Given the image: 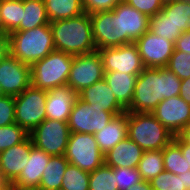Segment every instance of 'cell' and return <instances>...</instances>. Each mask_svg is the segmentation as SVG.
<instances>
[{"instance_id": "1", "label": "cell", "mask_w": 190, "mask_h": 190, "mask_svg": "<svg viewBox=\"0 0 190 190\" xmlns=\"http://www.w3.org/2000/svg\"><path fill=\"white\" fill-rule=\"evenodd\" d=\"M181 79L168 68H147L137 76L126 111L151 113L164 99L179 96Z\"/></svg>"}, {"instance_id": "2", "label": "cell", "mask_w": 190, "mask_h": 190, "mask_svg": "<svg viewBox=\"0 0 190 190\" xmlns=\"http://www.w3.org/2000/svg\"><path fill=\"white\" fill-rule=\"evenodd\" d=\"M53 44L56 51L75 55L97 50L90 15L86 12L64 20L50 22Z\"/></svg>"}, {"instance_id": "3", "label": "cell", "mask_w": 190, "mask_h": 190, "mask_svg": "<svg viewBox=\"0 0 190 190\" xmlns=\"http://www.w3.org/2000/svg\"><path fill=\"white\" fill-rule=\"evenodd\" d=\"M8 35L10 54L29 66L55 51L50 24Z\"/></svg>"}, {"instance_id": "4", "label": "cell", "mask_w": 190, "mask_h": 190, "mask_svg": "<svg viewBox=\"0 0 190 190\" xmlns=\"http://www.w3.org/2000/svg\"><path fill=\"white\" fill-rule=\"evenodd\" d=\"M126 112L129 115L128 137L144 151L162 150L173 140L174 135L152 113Z\"/></svg>"}, {"instance_id": "5", "label": "cell", "mask_w": 190, "mask_h": 190, "mask_svg": "<svg viewBox=\"0 0 190 190\" xmlns=\"http://www.w3.org/2000/svg\"><path fill=\"white\" fill-rule=\"evenodd\" d=\"M73 55L53 51L30 66L31 85L50 90L67 85Z\"/></svg>"}, {"instance_id": "6", "label": "cell", "mask_w": 190, "mask_h": 190, "mask_svg": "<svg viewBox=\"0 0 190 190\" xmlns=\"http://www.w3.org/2000/svg\"><path fill=\"white\" fill-rule=\"evenodd\" d=\"M15 98V123L28 133L46 119L47 90L29 85Z\"/></svg>"}, {"instance_id": "7", "label": "cell", "mask_w": 190, "mask_h": 190, "mask_svg": "<svg viewBox=\"0 0 190 190\" xmlns=\"http://www.w3.org/2000/svg\"><path fill=\"white\" fill-rule=\"evenodd\" d=\"M65 158L88 173L104 165V154L100 151L94 134L70 133Z\"/></svg>"}, {"instance_id": "8", "label": "cell", "mask_w": 190, "mask_h": 190, "mask_svg": "<svg viewBox=\"0 0 190 190\" xmlns=\"http://www.w3.org/2000/svg\"><path fill=\"white\" fill-rule=\"evenodd\" d=\"M71 131L68 122L45 119L29 133L32 144L51 156H63Z\"/></svg>"}, {"instance_id": "9", "label": "cell", "mask_w": 190, "mask_h": 190, "mask_svg": "<svg viewBox=\"0 0 190 190\" xmlns=\"http://www.w3.org/2000/svg\"><path fill=\"white\" fill-rule=\"evenodd\" d=\"M104 66L98 50L75 55L71 65L67 86L77 94L86 87L93 85L104 78Z\"/></svg>"}, {"instance_id": "10", "label": "cell", "mask_w": 190, "mask_h": 190, "mask_svg": "<svg viewBox=\"0 0 190 190\" xmlns=\"http://www.w3.org/2000/svg\"><path fill=\"white\" fill-rule=\"evenodd\" d=\"M113 117L114 115L104 108H98L77 97L71 109L68 126L71 133L94 134L105 127Z\"/></svg>"}, {"instance_id": "11", "label": "cell", "mask_w": 190, "mask_h": 190, "mask_svg": "<svg viewBox=\"0 0 190 190\" xmlns=\"http://www.w3.org/2000/svg\"><path fill=\"white\" fill-rule=\"evenodd\" d=\"M104 66V72L118 71L139 75L144 70L141 56L134 43L98 50Z\"/></svg>"}, {"instance_id": "12", "label": "cell", "mask_w": 190, "mask_h": 190, "mask_svg": "<svg viewBox=\"0 0 190 190\" xmlns=\"http://www.w3.org/2000/svg\"><path fill=\"white\" fill-rule=\"evenodd\" d=\"M144 67L164 68L167 66L175 47L174 42L157 36L149 30L134 42Z\"/></svg>"}, {"instance_id": "13", "label": "cell", "mask_w": 190, "mask_h": 190, "mask_svg": "<svg viewBox=\"0 0 190 190\" xmlns=\"http://www.w3.org/2000/svg\"><path fill=\"white\" fill-rule=\"evenodd\" d=\"M113 11L119 15L120 46L134 43L149 30V17L122 0Z\"/></svg>"}, {"instance_id": "14", "label": "cell", "mask_w": 190, "mask_h": 190, "mask_svg": "<svg viewBox=\"0 0 190 190\" xmlns=\"http://www.w3.org/2000/svg\"><path fill=\"white\" fill-rule=\"evenodd\" d=\"M151 113L174 136L190 123V104L180 96L164 99Z\"/></svg>"}, {"instance_id": "15", "label": "cell", "mask_w": 190, "mask_h": 190, "mask_svg": "<svg viewBox=\"0 0 190 190\" xmlns=\"http://www.w3.org/2000/svg\"><path fill=\"white\" fill-rule=\"evenodd\" d=\"M31 84L30 66L8 54L0 61V85L5 95L17 96Z\"/></svg>"}, {"instance_id": "16", "label": "cell", "mask_w": 190, "mask_h": 190, "mask_svg": "<svg viewBox=\"0 0 190 190\" xmlns=\"http://www.w3.org/2000/svg\"><path fill=\"white\" fill-rule=\"evenodd\" d=\"M92 35L97 50L120 46L119 15L113 10L91 13Z\"/></svg>"}, {"instance_id": "17", "label": "cell", "mask_w": 190, "mask_h": 190, "mask_svg": "<svg viewBox=\"0 0 190 190\" xmlns=\"http://www.w3.org/2000/svg\"><path fill=\"white\" fill-rule=\"evenodd\" d=\"M32 140L28 137L3 152H0V181L12 184L21 174L29 159Z\"/></svg>"}, {"instance_id": "18", "label": "cell", "mask_w": 190, "mask_h": 190, "mask_svg": "<svg viewBox=\"0 0 190 190\" xmlns=\"http://www.w3.org/2000/svg\"><path fill=\"white\" fill-rule=\"evenodd\" d=\"M50 157L51 155L32 144L29 159L12 186L16 190H38L43 171Z\"/></svg>"}, {"instance_id": "19", "label": "cell", "mask_w": 190, "mask_h": 190, "mask_svg": "<svg viewBox=\"0 0 190 190\" xmlns=\"http://www.w3.org/2000/svg\"><path fill=\"white\" fill-rule=\"evenodd\" d=\"M77 97L78 94L67 85L47 90L46 118L68 122Z\"/></svg>"}, {"instance_id": "20", "label": "cell", "mask_w": 190, "mask_h": 190, "mask_svg": "<svg viewBox=\"0 0 190 190\" xmlns=\"http://www.w3.org/2000/svg\"><path fill=\"white\" fill-rule=\"evenodd\" d=\"M78 97L86 103L104 108L105 111L111 112L114 116L126 112V109L118 102L104 78L83 89L78 93Z\"/></svg>"}, {"instance_id": "21", "label": "cell", "mask_w": 190, "mask_h": 190, "mask_svg": "<svg viewBox=\"0 0 190 190\" xmlns=\"http://www.w3.org/2000/svg\"><path fill=\"white\" fill-rule=\"evenodd\" d=\"M144 150L129 137L104 154V164L112 168H137Z\"/></svg>"}, {"instance_id": "22", "label": "cell", "mask_w": 190, "mask_h": 190, "mask_svg": "<svg viewBox=\"0 0 190 190\" xmlns=\"http://www.w3.org/2000/svg\"><path fill=\"white\" fill-rule=\"evenodd\" d=\"M128 122L129 115L124 112L114 116L105 127L94 133L95 140L103 154H106L117 143L128 137Z\"/></svg>"}, {"instance_id": "23", "label": "cell", "mask_w": 190, "mask_h": 190, "mask_svg": "<svg viewBox=\"0 0 190 190\" xmlns=\"http://www.w3.org/2000/svg\"><path fill=\"white\" fill-rule=\"evenodd\" d=\"M138 75L118 71L105 72L104 79L110 86L118 102L127 109L133 98L135 82Z\"/></svg>"}, {"instance_id": "24", "label": "cell", "mask_w": 190, "mask_h": 190, "mask_svg": "<svg viewBox=\"0 0 190 190\" xmlns=\"http://www.w3.org/2000/svg\"><path fill=\"white\" fill-rule=\"evenodd\" d=\"M50 24L44 0H23L22 21L14 31H24Z\"/></svg>"}, {"instance_id": "25", "label": "cell", "mask_w": 190, "mask_h": 190, "mask_svg": "<svg viewBox=\"0 0 190 190\" xmlns=\"http://www.w3.org/2000/svg\"><path fill=\"white\" fill-rule=\"evenodd\" d=\"M69 161L65 156H51L43 171L38 190H61L63 175Z\"/></svg>"}, {"instance_id": "26", "label": "cell", "mask_w": 190, "mask_h": 190, "mask_svg": "<svg viewBox=\"0 0 190 190\" xmlns=\"http://www.w3.org/2000/svg\"><path fill=\"white\" fill-rule=\"evenodd\" d=\"M49 22L64 20L84 13L82 0H44Z\"/></svg>"}, {"instance_id": "27", "label": "cell", "mask_w": 190, "mask_h": 190, "mask_svg": "<svg viewBox=\"0 0 190 190\" xmlns=\"http://www.w3.org/2000/svg\"><path fill=\"white\" fill-rule=\"evenodd\" d=\"M161 11L176 29L190 31V0H166Z\"/></svg>"}, {"instance_id": "28", "label": "cell", "mask_w": 190, "mask_h": 190, "mask_svg": "<svg viewBox=\"0 0 190 190\" xmlns=\"http://www.w3.org/2000/svg\"><path fill=\"white\" fill-rule=\"evenodd\" d=\"M23 0L0 1V18L2 33H11L22 21Z\"/></svg>"}, {"instance_id": "29", "label": "cell", "mask_w": 190, "mask_h": 190, "mask_svg": "<svg viewBox=\"0 0 190 190\" xmlns=\"http://www.w3.org/2000/svg\"><path fill=\"white\" fill-rule=\"evenodd\" d=\"M137 169L144 181H150L163 172V149L144 151Z\"/></svg>"}, {"instance_id": "30", "label": "cell", "mask_w": 190, "mask_h": 190, "mask_svg": "<svg viewBox=\"0 0 190 190\" xmlns=\"http://www.w3.org/2000/svg\"><path fill=\"white\" fill-rule=\"evenodd\" d=\"M163 164L164 171L176 175L190 170V166L187 165L186 158L182 154L180 147L173 140L163 148Z\"/></svg>"}, {"instance_id": "31", "label": "cell", "mask_w": 190, "mask_h": 190, "mask_svg": "<svg viewBox=\"0 0 190 190\" xmlns=\"http://www.w3.org/2000/svg\"><path fill=\"white\" fill-rule=\"evenodd\" d=\"M89 190H118L114 169L104 164L90 172Z\"/></svg>"}, {"instance_id": "32", "label": "cell", "mask_w": 190, "mask_h": 190, "mask_svg": "<svg viewBox=\"0 0 190 190\" xmlns=\"http://www.w3.org/2000/svg\"><path fill=\"white\" fill-rule=\"evenodd\" d=\"M149 31L173 42H175L182 33L179 29L174 27L169 18L162 11L150 17Z\"/></svg>"}, {"instance_id": "33", "label": "cell", "mask_w": 190, "mask_h": 190, "mask_svg": "<svg viewBox=\"0 0 190 190\" xmlns=\"http://www.w3.org/2000/svg\"><path fill=\"white\" fill-rule=\"evenodd\" d=\"M62 190H89V173L68 164L63 175Z\"/></svg>"}, {"instance_id": "34", "label": "cell", "mask_w": 190, "mask_h": 190, "mask_svg": "<svg viewBox=\"0 0 190 190\" xmlns=\"http://www.w3.org/2000/svg\"><path fill=\"white\" fill-rule=\"evenodd\" d=\"M29 133L17 123L0 127V152L25 141Z\"/></svg>"}, {"instance_id": "35", "label": "cell", "mask_w": 190, "mask_h": 190, "mask_svg": "<svg viewBox=\"0 0 190 190\" xmlns=\"http://www.w3.org/2000/svg\"><path fill=\"white\" fill-rule=\"evenodd\" d=\"M153 190H186L183 186V174L176 175L168 171L159 173L150 180Z\"/></svg>"}, {"instance_id": "36", "label": "cell", "mask_w": 190, "mask_h": 190, "mask_svg": "<svg viewBox=\"0 0 190 190\" xmlns=\"http://www.w3.org/2000/svg\"><path fill=\"white\" fill-rule=\"evenodd\" d=\"M175 73L181 80L190 77V53L174 50L166 66Z\"/></svg>"}, {"instance_id": "37", "label": "cell", "mask_w": 190, "mask_h": 190, "mask_svg": "<svg viewBox=\"0 0 190 190\" xmlns=\"http://www.w3.org/2000/svg\"><path fill=\"white\" fill-rule=\"evenodd\" d=\"M116 176L118 190H127L130 186L142 181L141 174L137 168H113Z\"/></svg>"}, {"instance_id": "38", "label": "cell", "mask_w": 190, "mask_h": 190, "mask_svg": "<svg viewBox=\"0 0 190 190\" xmlns=\"http://www.w3.org/2000/svg\"><path fill=\"white\" fill-rule=\"evenodd\" d=\"M15 123V98L12 95L0 97V127Z\"/></svg>"}, {"instance_id": "39", "label": "cell", "mask_w": 190, "mask_h": 190, "mask_svg": "<svg viewBox=\"0 0 190 190\" xmlns=\"http://www.w3.org/2000/svg\"><path fill=\"white\" fill-rule=\"evenodd\" d=\"M149 18L159 13L166 0H124Z\"/></svg>"}, {"instance_id": "40", "label": "cell", "mask_w": 190, "mask_h": 190, "mask_svg": "<svg viewBox=\"0 0 190 190\" xmlns=\"http://www.w3.org/2000/svg\"><path fill=\"white\" fill-rule=\"evenodd\" d=\"M122 0H82L84 12L91 14L99 11L113 10Z\"/></svg>"}, {"instance_id": "41", "label": "cell", "mask_w": 190, "mask_h": 190, "mask_svg": "<svg viewBox=\"0 0 190 190\" xmlns=\"http://www.w3.org/2000/svg\"><path fill=\"white\" fill-rule=\"evenodd\" d=\"M175 50L190 53V31L181 33L174 42Z\"/></svg>"}, {"instance_id": "42", "label": "cell", "mask_w": 190, "mask_h": 190, "mask_svg": "<svg viewBox=\"0 0 190 190\" xmlns=\"http://www.w3.org/2000/svg\"><path fill=\"white\" fill-rule=\"evenodd\" d=\"M8 54H10L9 35L7 33H0V61Z\"/></svg>"}, {"instance_id": "43", "label": "cell", "mask_w": 190, "mask_h": 190, "mask_svg": "<svg viewBox=\"0 0 190 190\" xmlns=\"http://www.w3.org/2000/svg\"><path fill=\"white\" fill-rule=\"evenodd\" d=\"M183 100L190 104V77L181 80L180 95Z\"/></svg>"}, {"instance_id": "44", "label": "cell", "mask_w": 190, "mask_h": 190, "mask_svg": "<svg viewBox=\"0 0 190 190\" xmlns=\"http://www.w3.org/2000/svg\"><path fill=\"white\" fill-rule=\"evenodd\" d=\"M173 141L180 147L182 154L186 158L187 165L190 166V145L185 144L177 135L173 137Z\"/></svg>"}, {"instance_id": "45", "label": "cell", "mask_w": 190, "mask_h": 190, "mask_svg": "<svg viewBox=\"0 0 190 190\" xmlns=\"http://www.w3.org/2000/svg\"><path fill=\"white\" fill-rule=\"evenodd\" d=\"M177 136L185 143L190 145V123L185 126Z\"/></svg>"}, {"instance_id": "46", "label": "cell", "mask_w": 190, "mask_h": 190, "mask_svg": "<svg viewBox=\"0 0 190 190\" xmlns=\"http://www.w3.org/2000/svg\"><path fill=\"white\" fill-rule=\"evenodd\" d=\"M127 190H153L150 181H140L137 184L130 186Z\"/></svg>"}, {"instance_id": "47", "label": "cell", "mask_w": 190, "mask_h": 190, "mask_svg": "<svg viewBox=\"0 0 190 190\" xmlns=\"http://www.w3.org/2000/svg\"><path fill=\"white\" fill-rule=\"evenodd\" d=\"M183 186L186 190H190V170L183 173Z\"/></svg>"}, {"instance_id": "48", "label": "cell", "mask_w": 190, "mask_h": 190, "mask_svg": "<svg viewBox=\"0 0 190 190\" xmlns=\"http://www.w3.org/2000/svg\"><path fill=\"white\" fill-rule=\"evenodd\" d=\"M0 190H16L12 184L0 181Z\"/></svg>"}, {"instance_id": "49", "label": "cell", "mask_w": 190, "mask_h": 190, "mask_svg": "<svg viewBox=\"0 0 190 190\" xmlns=\"http://www.w3.org/2000/svg\"><path fill=\"white\" fill-rule=\"evenodd\" d=\"M5 94H4V92H3V90H2V88H1V85H0V97L1 96H4Z\"/></svg>"}, {"instance_id": "50", "label": "cell", "mask_w": 190, "mask_h": 190, "mask_svg": "<svg viewBox=\"0 0 190 190\" xmlns=\"http://www.w3.org/2000/svg\"><path fill=\"white\" fill-rule=\"evenodd\" d=\"M0 33H2V24H1V18H0Z\"/></svg>"}]
</instances>
